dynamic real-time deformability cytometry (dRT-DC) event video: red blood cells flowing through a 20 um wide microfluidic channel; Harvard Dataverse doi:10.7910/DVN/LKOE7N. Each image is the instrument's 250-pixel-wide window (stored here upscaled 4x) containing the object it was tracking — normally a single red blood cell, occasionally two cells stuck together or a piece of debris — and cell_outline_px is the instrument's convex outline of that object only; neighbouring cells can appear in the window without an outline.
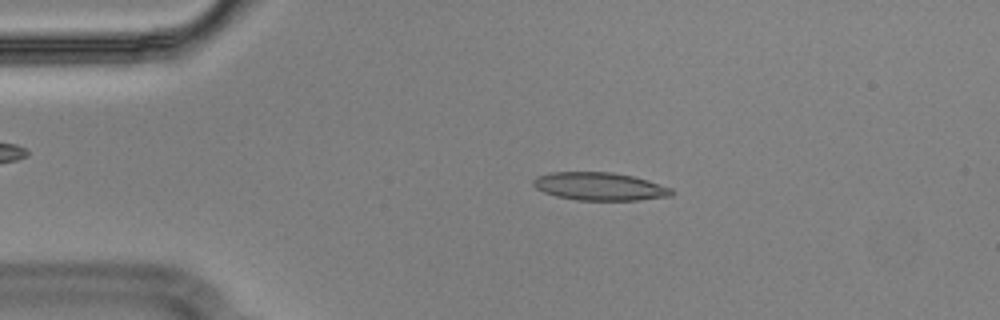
{"species": "Egyptian fruit bat (a non-hibernating species)", "species_latin": "Rousettus aegyptiacus", "temperature_condition": "cold", "stored_images_in_passage": 52, "camera_frame_rate_fps": 3000, "um_per_image_px": 0.085, "animal": {"sex": "male"}, "frame": {"image": 1, "passage_image": 8, "time_ms": 2.333, "image_size_px": [1000, 320], "cell_outline_px": [[676, 192], [672, 196], [640, 200], [576, 200], [556, 196], [544, 192], [536, 188], [532, 184], [532, 180], [536, 176], [552, 172], [612, 172], [632, 176], [648, 180], [672, 188]], "centroid_in_image_um": [50.99, 15.85], "position_along_channel_um": 34.0, "area_um2": 22.72}}
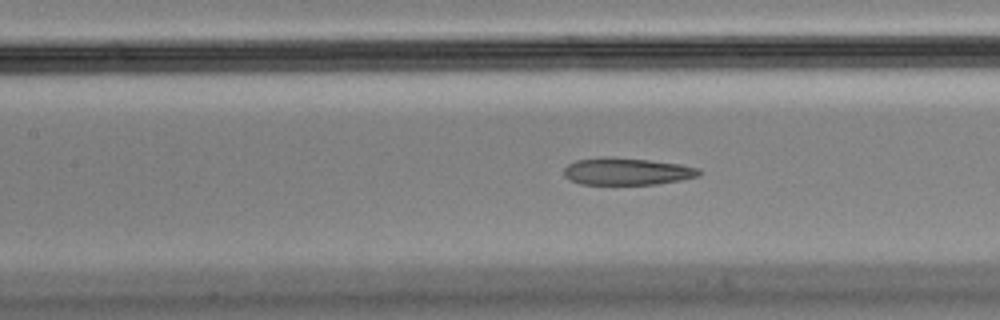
{"frame": {"image": 2, "passage_image": 21, "time_ms": 6.667, "image_size_px": [1000, 320], "cell_outline_px": [[700, 176], [680, 180], [656, 184], [580, 184], [568, 180], [564, 176], [564, 168], [568, 164], [576, 160], [600, 156], [612, 156], [648, 160], [680, 164], [700, 168]], "centroid_in_image_um": [53.25, 14.56], "position_along_channel_um": 154.2, "area_um2": 21.62}}
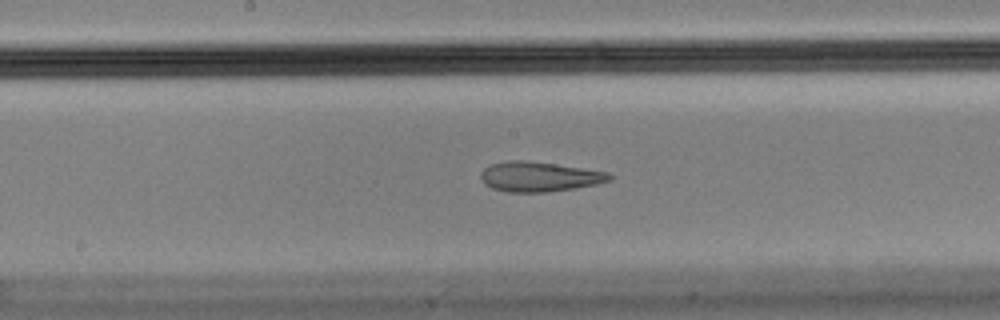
{"frame": {"image": 3, "passage_image": 25, "time_ms": 8.0, "image_size_px": [1000, 320], "cell_outline_px": [[612, 180], [596, 184], [576, 188], [548, 192], [508, 192], [492, 188], [484, 184], [480, 176], [480, 172], [484, 168], [492, 164], [508, 160], [524, 160], [608, 172], [612, 176]], "centroid_in_image_um": [45.81, 15.03], "position_along_channel_um": 202.4, "area_um2": 22.25}, "authors_computed_cell_mechanics": {"area_um2": 23.1489, "velocity_mm_per_s": 3.6169, "shape_relaxation_time_tau1_ms": null, "shape_relaxation_time_tau2_ms": 1.9802, "deformation_change_tau1": null, "deformation_change_tau2": 0.1091}}